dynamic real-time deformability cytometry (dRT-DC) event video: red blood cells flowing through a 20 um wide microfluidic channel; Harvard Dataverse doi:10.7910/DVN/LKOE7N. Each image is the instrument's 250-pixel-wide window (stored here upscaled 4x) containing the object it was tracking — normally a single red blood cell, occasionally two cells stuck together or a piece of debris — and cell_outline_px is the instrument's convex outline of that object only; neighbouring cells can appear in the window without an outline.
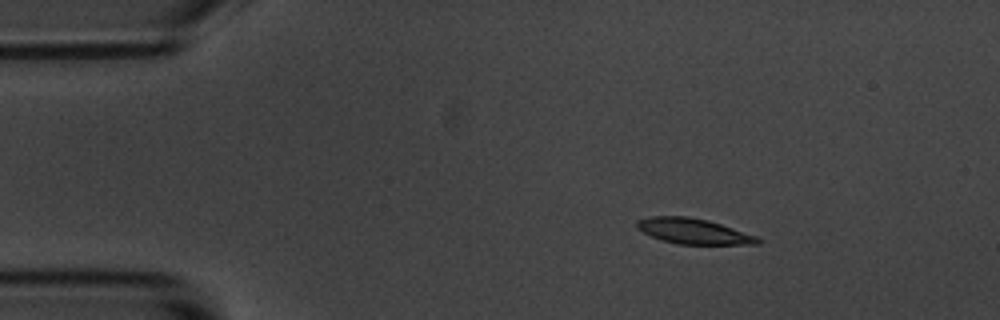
{"species": "common noctule bat (a hibernating species)", "species_latin": "Nyctalus noctula", "temperature_condition": "room temperature", "stored_images_in_passage": 4, "camera_frame_rate_fps": 3000, "um_per_image_px": 0.085, "animal": {"sex": "male", "body_mass_g": 20.1, "forearm_length_mm": 53.5}, "frame": {"image": 1, "passage_image": 2, "time_ms": 1.333, "image_size_px": [1000, 320], "cell_outline_px": [[764, 240], [760, 244], [680, 244], [664, 240], [652, 236], [636, 228], [636, 220], [648, 216], [688, 216], [708, 220], [756, 236]], "centroid_in_image_um": [58.94, 19.64], "position_along_channel_um": 26.1, "area_um2": 17.8}}